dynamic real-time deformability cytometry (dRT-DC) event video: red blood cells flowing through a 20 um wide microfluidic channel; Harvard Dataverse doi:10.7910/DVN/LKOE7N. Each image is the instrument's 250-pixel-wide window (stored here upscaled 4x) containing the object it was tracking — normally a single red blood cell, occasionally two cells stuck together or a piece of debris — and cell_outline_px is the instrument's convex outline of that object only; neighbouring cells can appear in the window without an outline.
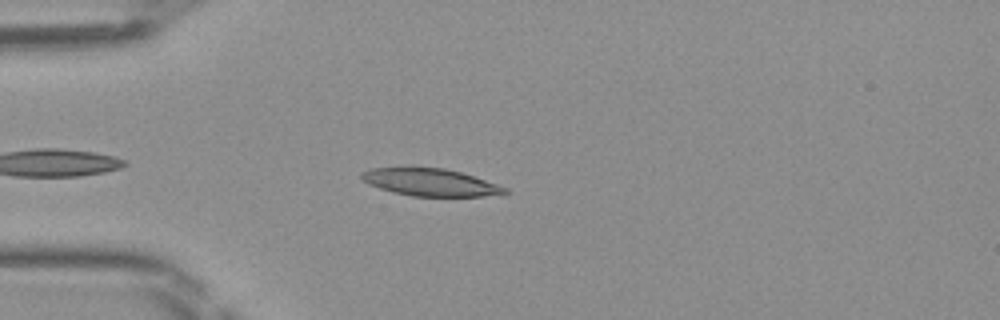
{"species": "Egyptian fruit bat (a non-hibernating species)", "species_latin": "Rousettus aegyptiacus", "temperature_condition": "room temperature", "stored_images_in_passage": 36, "camera_frame_rate_fps": 3000, "um_per_image_px": 0.085, "frame": {"image": 1, "passage_image": 4, "time_ms": 1.0, "image_size_px": [1000, 320], "cell_outline_px": [[512, 192], [480, 196], [412, 196], [392, 192], [368, 184], [360, 176], [360, 172], [372, 168], [444, 168], [460, 172], [508, 188]], "centroid_in_image_um": [36.56, 15.5], "position_along_channel_um": 48.4, "area_um2": 22.48}}
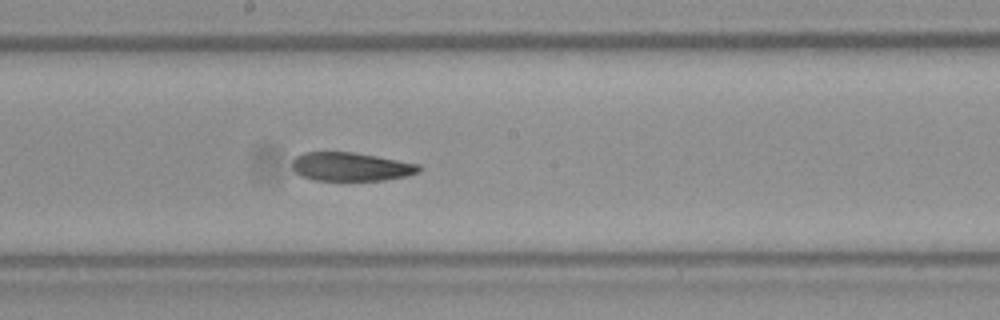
{"frame": {"image": 2, "passage_image": 17, "time_ms": 5.333, "image_size_px": [1000, 320], "cell_outline_px": [[424, 168], [420, 172], [408, 176], [384, 180], [312, 180], [300, 176], [292, 168], [292, 160], [296, 156], [304, 152], [356, 152], [420, 164]], "centroid_in_image_um": [29.86, 14.17], "position_along_channel_um": 218.3, "area_um2": 21.44}}
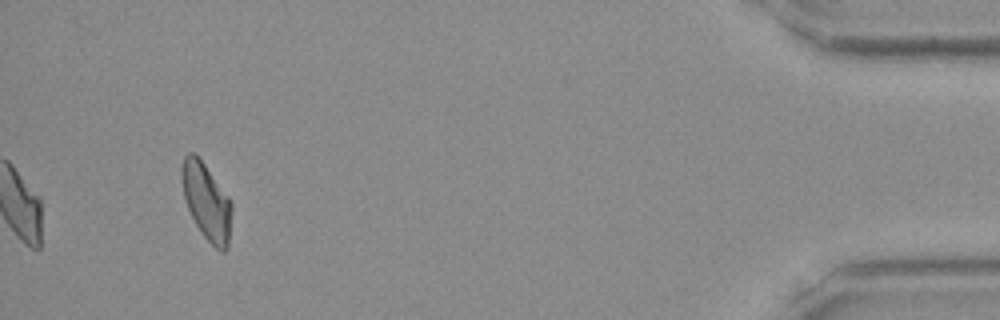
{"frame": {"image": 3, "passage_image": 36, "time_ms": 11.667, "image_size_px": [1000, 320], "cell_outline_px": [[232, 212], [228, 248], [224, 252], [220, 252], [204, 236], [196, 224], [188, 208], [184, 196], [180, 176], [180, 168], [184, 156], [188, 152], [192, 152], [204, 164], [228, 196], [232, 204]], "centroid_in_image_um": [17.55, 17.14], "position_along_channel_um": 417.6, "area_um2": 22.14}}